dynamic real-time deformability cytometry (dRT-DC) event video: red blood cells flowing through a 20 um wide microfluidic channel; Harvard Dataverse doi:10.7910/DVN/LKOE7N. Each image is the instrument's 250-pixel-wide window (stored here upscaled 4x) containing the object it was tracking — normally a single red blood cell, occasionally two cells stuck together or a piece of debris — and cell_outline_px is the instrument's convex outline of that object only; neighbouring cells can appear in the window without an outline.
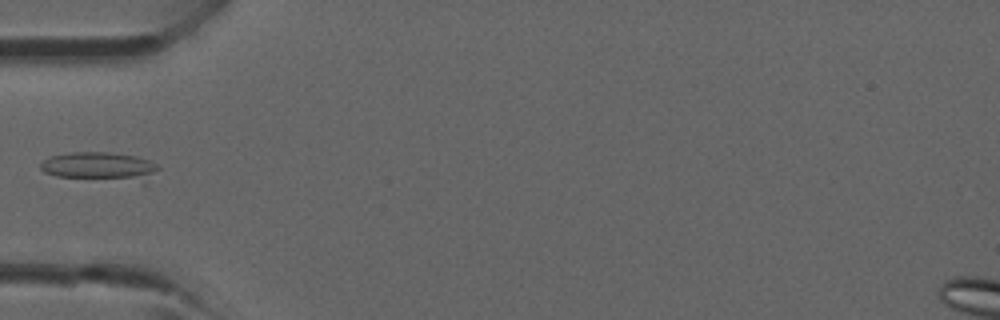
{"species": "common noctule bat (a hibernating species)", "species_latin": "Nyctalus noctula", "temperature_condition": "room temperature", "stored_images_in_passage": 5, "camera_frame_rate_fps": 3000, "um_per_image_px": 0.085, "animal": {"sex": "male", "forearm_length_mm": 52.5}, "frame": {"image": 1, "passage_image": 4, "time_ms": 4.333, "image_size_px": [1000, 320], "cell_outline_px": [[160, 168], [144, 184], [56, 176], [44, 172], [40, 168], [40, 164], [44, 160], [52, 156], [72, 152], [108, 152], [136, 156], [148, 160], [156, 164]], "centroid_in_image_um": [8.56, 14.19], "position_along_channel_um": 76.4, "area_um2": 20.17}}